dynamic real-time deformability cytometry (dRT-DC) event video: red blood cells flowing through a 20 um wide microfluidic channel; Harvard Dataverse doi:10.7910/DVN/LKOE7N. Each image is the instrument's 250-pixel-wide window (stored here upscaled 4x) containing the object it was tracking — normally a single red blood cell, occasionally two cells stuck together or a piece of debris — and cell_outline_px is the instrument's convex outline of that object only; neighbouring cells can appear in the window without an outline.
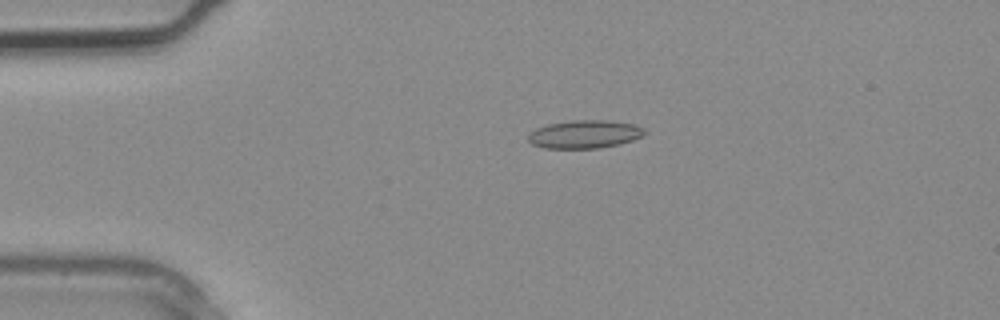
{"species": "common noctule bat (a hibernating species)", "species_latin": "Nyctalus noctula", "temperature_condition": "warm", "stored_images_in_passage": 1, "camera_frame_rate_fps": 3000, "um_per_image_px": 0.085, "animal": {"sex": "male", "body_mass_g": 20.4}, "frame": {"image": 1, "passage_image": 1, "time_ms": 0.0, "image_size_px": [1000, 320], "cell_outline_px": [[644, 132], [640, 136], [632, 140], [620, 144], [600, 148], [544, 148], [532, 144], [528, 140], [528, 132], [536, 128], [548, 124], [572, 120], [608, 120], [636, 124], [644, 128]], "centroid_in_image_um": [49.66, 11.4], "position_along_channel_um": 35.3, "area_um2": 19.13}}